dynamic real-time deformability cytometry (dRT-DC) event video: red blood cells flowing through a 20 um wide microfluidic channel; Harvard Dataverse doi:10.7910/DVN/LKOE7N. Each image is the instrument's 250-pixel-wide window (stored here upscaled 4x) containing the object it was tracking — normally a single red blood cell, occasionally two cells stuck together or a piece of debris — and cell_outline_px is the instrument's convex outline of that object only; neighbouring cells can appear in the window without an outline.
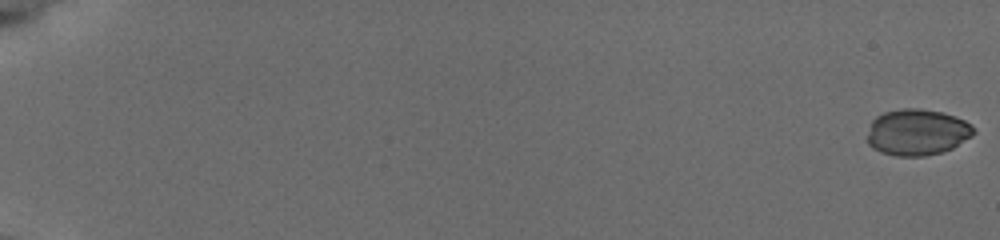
{"species": "common noctule bat (a hibernating species)", "species_latin": "Nyctalus noctula", "temperature_condition": "cold", "stored_images_in_passage": 11, "camera_frame_rate_fps": 3000, "um_per_image_px": 0.085, "animal": {"sex": "female", "body_mass_g": 19.5, "forearm_length_mm": 54.1}, "frame": {"image": 1, "passage_image": 1, "time_ms": 0.0, "image_size_px": [1000, 240], "cell_outline_px": [[976, 132], [972, 136], [952, 148], [940, 152], [924, 156], [896, 156], [880, 152], [872, 148], [868, 144], [868, 136], [872, 120], [876, 116], [884, 112], [904, 108], [920, 108], [940, 112], [964, 120], [972, 124]], "centroid_in_image_um": [77.95, 11.24], "position_along_channel_um": 7.0, "area_um2": 28.61}}
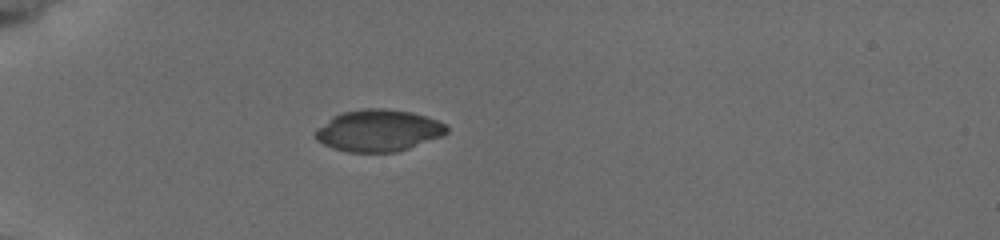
{"frame": {"image": 2, "passage_image": 7, "time_ms": 6.0, "image_size_px": [1000, 240], "cell_outline_px": [[448, 132], [444, 136], [396, 152], [348, 152], [332, 148], [316, 140], [316, 128], [332, 116], [344, 112], [364, 108], [384, 108], [412, 112], [436, 120], [444, 124], [448, 128]], "centroid_in_image_um": [32.16, 11.1], "position_along_channel_um": 52.8, "area_um2": 31.96}}
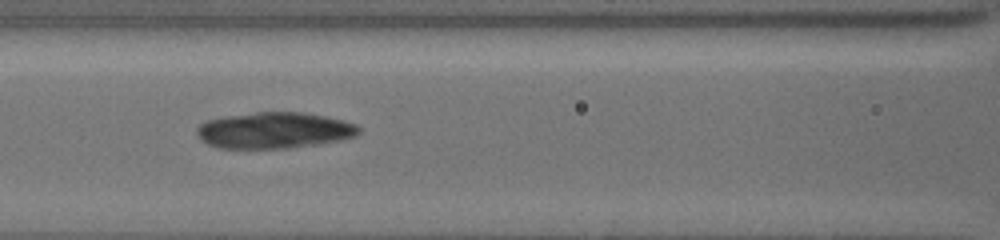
{"frame": {"image": 3, "passage_image": 10, "time_ms": 9.0, "image_size_px": [1000, 240], "cell_outline_px": [[360, 132], [356, 136], [344, 140], [288, 148], [216, 148], [200, 140], [196, 132], [196, 128], [200, 124], [208, 120], [224, 116], [256, 112], [304, 112], [324, 116], [356, 124], [360, 128]], "centroid_in_image_um": [23.3, 11.08], "position_along_channel_um": 143.3, "area_um2": 34.28}}